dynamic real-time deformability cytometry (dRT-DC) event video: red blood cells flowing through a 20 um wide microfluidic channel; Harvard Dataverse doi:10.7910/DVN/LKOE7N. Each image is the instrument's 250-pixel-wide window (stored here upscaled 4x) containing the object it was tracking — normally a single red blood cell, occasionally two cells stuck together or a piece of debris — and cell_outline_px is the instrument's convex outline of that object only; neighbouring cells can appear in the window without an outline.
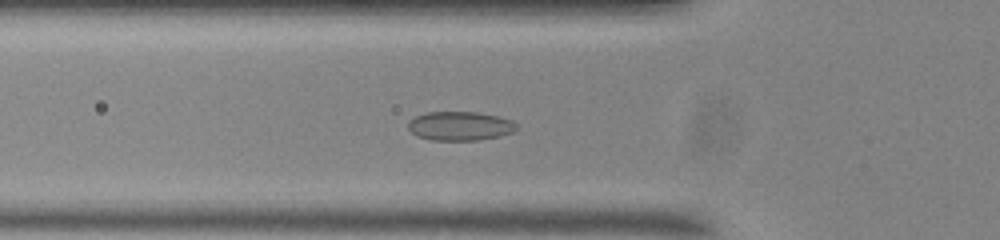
{"species": "common noctule bat (a hibernating species)", "species_latin": "Nyctalus noctula", "temperature_condition": "room temperature", "stored_images_in_passage": 51, "segment_of_instrument_passage": [1, 2], "camera_frame_rate_fps": 3000, "um_per_image_px": 0.085, "animal": {"sex": "male", "body_mass_g": 20.0, "forearm_length_mm": 53.3}, "frame": {"image": 1, "passage_image": 13, "time_ms": 4.0, "image_size_px": [1000, 240], "cell_outline_px": [[516, 128], [512, 132], [500, 136], [480, 140], [432, 140], [416, 136], [408, 128], [408, 120], [416, 116], [428, 112], [476, 112], [496, 116], [512, 120], [516, 124]], "centroid_in_image_um": [39.07, 10.71], "position_along_channel_um": 86.7, "area_um2": 18.26}}
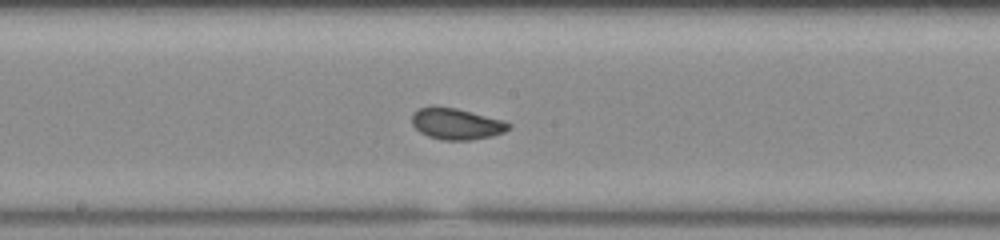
{"frame": {"image": 2, "passage_image": 23, "time_ms": 7.333, "image_size_px": [1000, 240], "cell_outline_px": [[512, 128], [504, 132], [492, 136], [472, 140], [444, 140], [428, 136], [420, 132], [412, 124], [412, 116], [420, 108], [456, 108], [504, 120], [512, 124]], "centroid_in_image_um": [38.87, 10.56], "position_along_channel_um": 209.3, "area_um2": 17.34}}
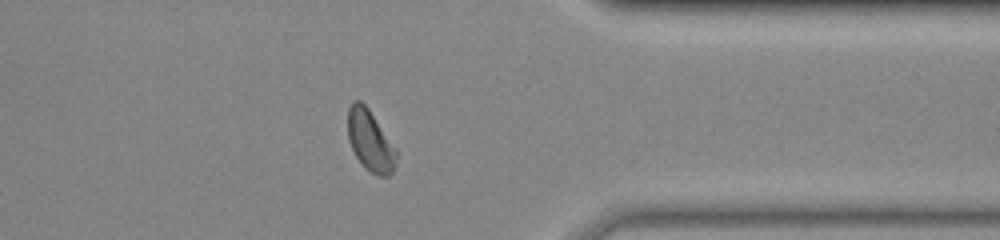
{"frame": {"image": 3, "passage_image": 38, "time_ms": 12.333, "image_size_px": [1000, 240], "cell_outline_px": [[396, 164], [392, 172], [388, 176], [380, 176], [364, 168], [360, 164], [348, 140], [348, 108], [352, 100], [360, 100], [368, 108], [396, 148]], "centroid_in_image_um": [31.45, 11.96], "position_along_channel_um": 379.9, "area_um2": 17.22}}